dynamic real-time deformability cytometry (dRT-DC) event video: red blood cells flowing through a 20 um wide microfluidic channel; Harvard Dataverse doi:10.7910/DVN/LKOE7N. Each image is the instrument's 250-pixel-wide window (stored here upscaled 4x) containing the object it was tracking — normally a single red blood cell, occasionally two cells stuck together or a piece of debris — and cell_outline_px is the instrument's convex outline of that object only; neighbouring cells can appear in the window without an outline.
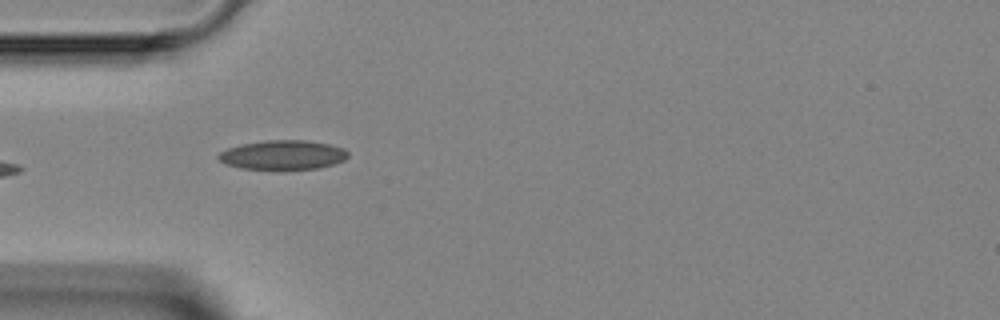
{"species": "Egyptian fruit bat (a non-hibernating species)", "species_latin": "Rousettus aegyptiacus", "temperature_condition": "room temperature", "stored_images_in_passage": 5, "camera_frame_rate_fps": 3000, "um_per_image_px": 0.085, "animal": {"sex": "female"}, "frame": {"image": 1, "passage_image": 2, "time_ms": 1.0, "image_size_px": [1000, 320], "cell_outline_px": [[348, 156], [344, 160], [332, 164], [316, 168], [280, 172], [240, 168], [224, 164], [216, 156], [220, 152], [228, 148], [240, 144], [264, 140], [304, 140], [328, 144], [344, 148], [348, 152]], "centroid_in_image_um": [23.99, 13.2], "position_along_channel_um": 61.0, "area_um2": 22.89}}
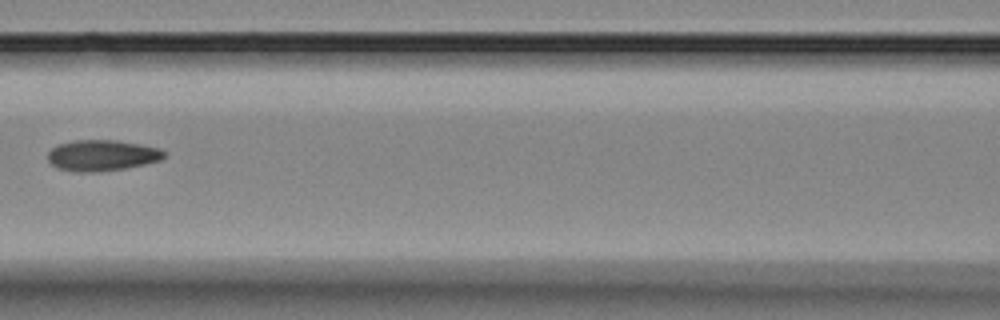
{"frame": {"image": 2, "passage_image": 4, "time_ms": 3.333, "image_size_px": [1000, 320], "cell_outline_px": [[168, 152], [160, 160], [144, 164], [124, 168], [96, 172], [76, 172], [56, 168], [48, 160], [48, 152], [52, 148], [60, 144], [72, 140], [116, 140], [140, 144], [160, 148]], "centroid_in_image_um": [8.67, 13.2], "position_along_channel_um": 157.9, "area_um2": 21.04}}
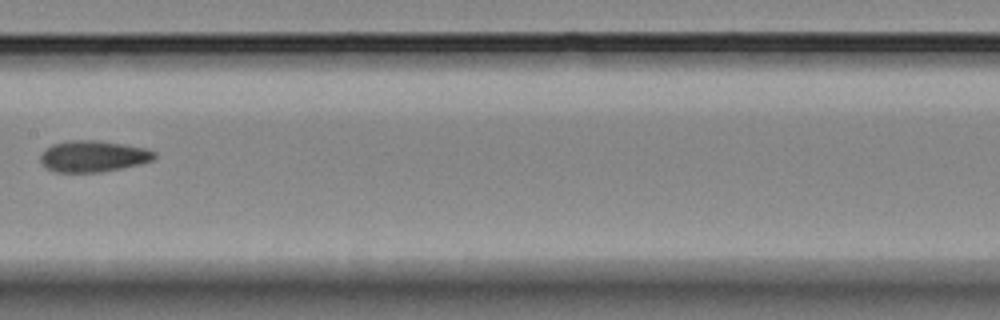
{"frame": {"image": 3, "passage_image": 5, "time_ms": 4.333, "image_size_px": [1000, 320], "cell_outline_px": [[156, 156], [152, 160], [140, 164], [100, 172], [52, 172], [40, 164], [40, 156], [44, 148], [52, 144], [68, 140], [100, 140], [124, 144], [144, 148], [156, 152]], "centroid_in_image_um": [7.86, 13.28], "position_along_channel_um": 199.5, "area_um2": 21.04}}